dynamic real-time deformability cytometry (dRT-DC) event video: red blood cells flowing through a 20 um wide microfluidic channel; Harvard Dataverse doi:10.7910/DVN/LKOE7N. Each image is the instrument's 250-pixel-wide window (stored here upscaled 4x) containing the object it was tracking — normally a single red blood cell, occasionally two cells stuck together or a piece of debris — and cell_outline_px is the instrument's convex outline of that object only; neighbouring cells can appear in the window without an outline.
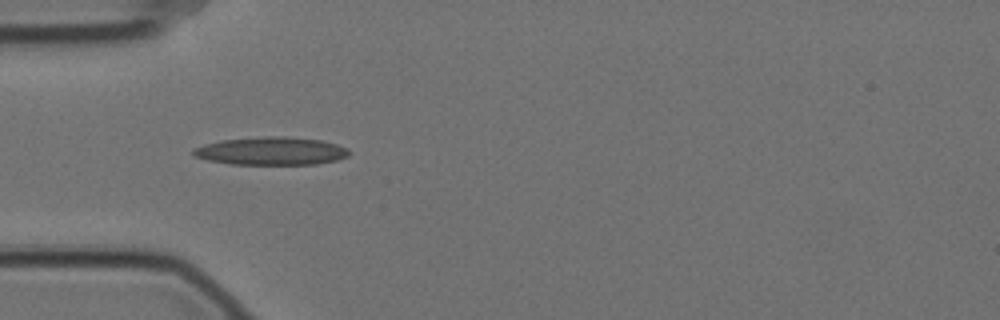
{"species": "Egyptian fruit bat (a non-hibernating species)", "species_latin": "Rousettus aegyptiacus", "temperature_condition": "cold", "stored_images_in_passage": 25, "camera_frame_rate_fps": 3000, "um_per_image_px": 0.085, "animal": {"sex": "female"}, "frame": {"image": 1, "passage_image": 1, "time_ms": 0.0, "image_size_px": [1000, 320], "cell_outline_px": [[352, 152], [348, 156], [336, 160], [316, 164], [232, 164], [208, 160], [192, 156], [192, 148], [204, 144], [220, 140], [264, 136], [288, 136], [320, 140], [336, 144], [348, 148]], "centroid_in_image_um": [23.04, 12.83], "position_along_channel_um": 62.0, "area_um2": 25.61}}
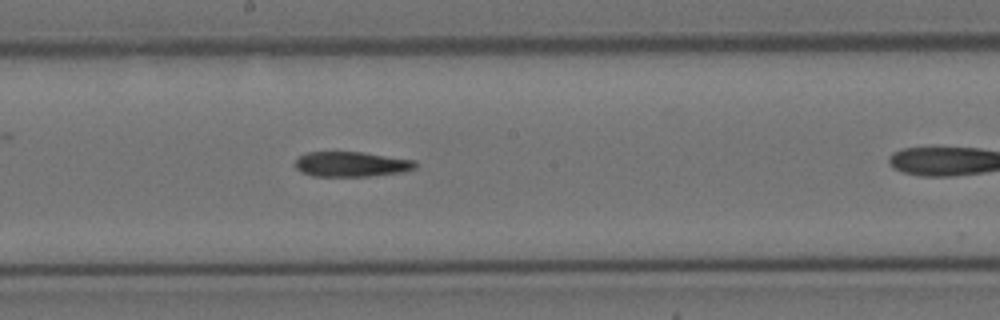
{"frame": {"image": 2, "passage_image": 10, "time_ms": 3.0, "image_size_px": [1000, 320], "cell_outline_px": [[420, 164], [416, 168], [404, 172], [368, 176], [312, 176], [300, 172], [296, 168], [296, 160], [300, 156], [308, 152], [364, 152], [416, 160]], "centroid_in_image_um": [29.93, 13.96], "position_along_channel_um": 218.3, "area_um2": 17.74}}
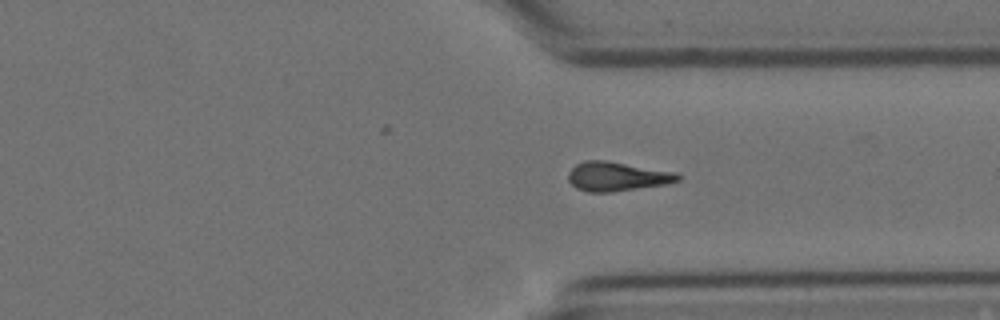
{"frame": {"image": 3, "passage_image": 22, "time_ms": 7.0, "image_size_px": [1000, 320], "cell_outline_px": [[680, 180], [664, 184], [612, 192], [588, 192], [576, 188], [568, 180], [568, 172], [576, 164], [584, 160], [604, 160], [680, 172]], "centroid_in_image_um": [52.45, 14.99], "position_along_channel_um": 358.9, "area_um2": 18.73}}